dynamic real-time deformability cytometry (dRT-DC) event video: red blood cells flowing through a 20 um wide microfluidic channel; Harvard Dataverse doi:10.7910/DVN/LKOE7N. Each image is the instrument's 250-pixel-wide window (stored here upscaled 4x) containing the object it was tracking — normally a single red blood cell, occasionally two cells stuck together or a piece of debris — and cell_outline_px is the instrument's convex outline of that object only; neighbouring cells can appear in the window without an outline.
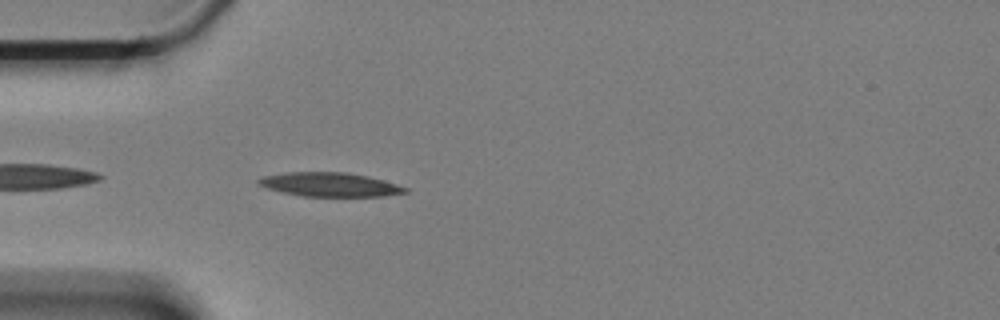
{"species": "Egyptian fruit bat (a non-hibernating species)", "species_latin": "Rousettus aegyptiacus", "temperature_condition": "cold", "stored_images_in_passage": 29, "camera_frame_rate_fps": 3000, "um_per_image_px": 0.085, "animal": {"sex": "female"}, "frame": {"image": 1, "passage_image": 3, "time_ms": 0.667, "image_size_px": [1000, 320], "cell_outline_px": [[408, 192], [384, 196], [304, 196], [284, 192], [268, 188], [256, 184], [256, 180], [260, 176], [284, 172], [348, 172], [368, 176], [384, 180], [408, 188]], "centroid_in_image_um": [28.01, 15.67], "position_along_channel_um": 57.0, "area_um2": 20.58}}
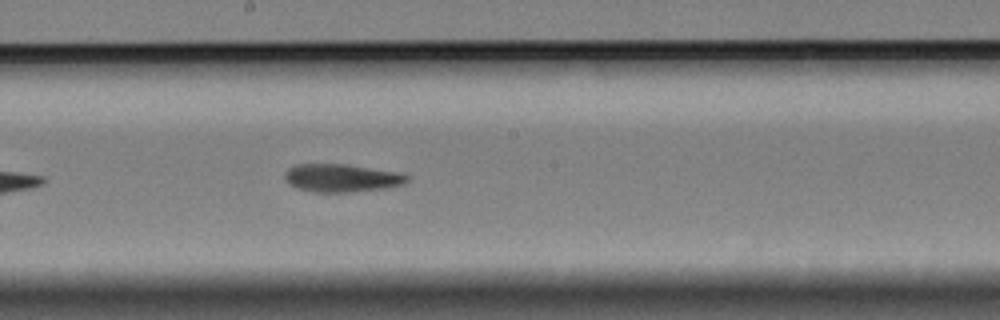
{"frame": {"image": 2, "passage_image": 18, "time_ms": 5.667, "image_size_px": [1000, 320], "cell_outline_px": [[408, 180], [404, 184], [384, 188], [352, 192], [316, 192], [296, 188], [288, 184], [284, 176], [284, 172], [288, 168], [296, 164], [348, 164], [396, 172], [408, 176]], "centroid_in_image_um": [28.99, 15.12], "position_along_channel_um": 219.2, "area_um2": 19.94}}
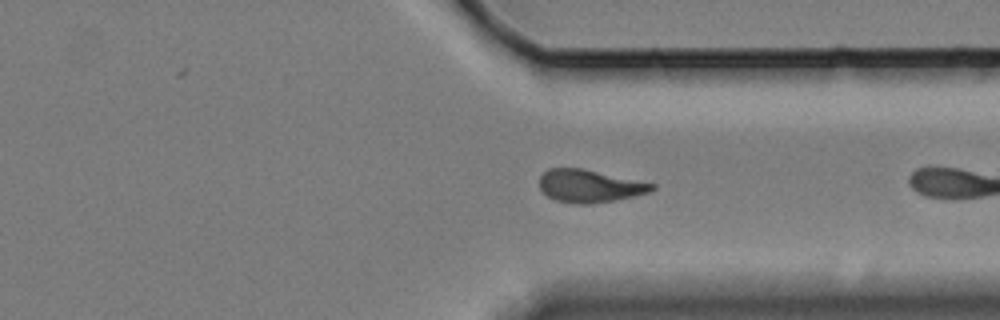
{"frame": {"image": 3, "passage_image": 28, "time_ms": 9.0, "image_size_px": [1000, 320], "cell_outline_px": [[656, 188], [648, 192], [616, 200], [592, 204], [576, 204], [556, 200], [548, 196], [540, 188], [540, 176], [548, 168], [580, 168], [656, 184]], "centroid_in_image_um": [50.1, 15.81], "position_along_channel_um": 361.3, "area_um2": 21.21}}